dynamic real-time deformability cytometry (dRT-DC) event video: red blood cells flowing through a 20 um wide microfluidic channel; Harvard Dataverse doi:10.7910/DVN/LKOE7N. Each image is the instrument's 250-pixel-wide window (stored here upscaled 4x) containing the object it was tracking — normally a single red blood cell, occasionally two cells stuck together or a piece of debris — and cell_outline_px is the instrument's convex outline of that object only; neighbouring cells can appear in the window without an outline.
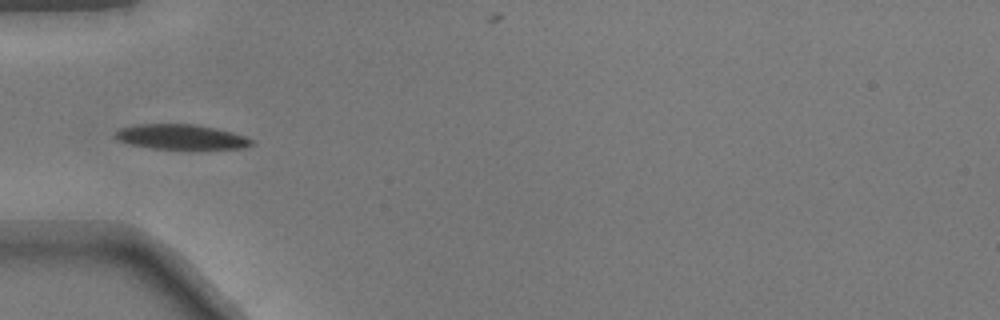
{"species": "common noctule bat (a hibernating species)", "species_latin": "Nyctalus noctula", "temperature_condition": "warm", "stored_images_in_passage": 3, "camera_frame_rate_fps": 3000, "um_per_image_px": 0.085, "animal": {"sex": "male", "body_mass_g": 17.9}, "frame": {"image": 1, "passage_image": 1, "time_ms": 0.0, "image_size_px": [1000, 320], "cell_outline_px": [[256, 144], [244, 148], [152, 148], [128, 144], [116, 140], [112, 136], [120, 128], [140, 124], [192, 124], [216, 128], [232, 132], [244, 136], [252, 140]], "centroid_in_image_um": [15.35, 11.63], "position_along_channel_um": 69.6, "area_um2": 19.65}}